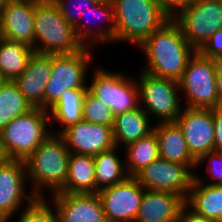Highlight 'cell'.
<instances>
[{"label": "cell", "instance_id": "603a6c76", "mask_svg": "<svg viewBox=\"0 0 222 222\" xmlns=\"http://www.w3.org/2000/svg\"><path fill=\"white\" fill-rule=\"evenodd\" d=\"M186 206L207 219L222 221V185H209L193 180Z\"/></svg>", "mask_w": 222, "mask_h": 222}, {"label": "cell", "instance_id": "7402d4cb", "mask_svg": "<svg viewBox=\"0 0 222 222\" xmlns=\"http://www.w3.org/2000/svg\"><path fill=\"white\" fill-rule=\"evenodd\" d=\"M86 93L87 89L65 90L59 100L48 110L53 134H61L69 126L83 120V102ZM54 123L55 126L61 125L60 129L55 128Z\"/></svg>", "mask_w": 222, "mask_h": 222}, {"label": "cell", "instance_id": "52a82bcc", "mask_svg": "<svg viewBox=\"0 0 222 222\" xmlns=\"http://www.w3.org/2000/svg\"><path fill=\"white\" fill-rule=\"evenodd\" d=\"M94 49L85 46L75 54H52V69L44 92V110H49L65 90L87 89L89 65L94 61Z\"/></svg>", "mask_w": 222, "mask_h": 222}, {"label": "cell", "instance_id": "44dd1931", "mask_svg": "<svg viewBox=\"0 0 222 222\" xmlns=\"http://www.w3.org/2000/svg\"><path fill=\"white\" fill-rule=\"evenodd\" d=\"M153 128L154 124L140 105L134 110L119 113L115 115L112 128L115 146L124 148L147 136L153 131Z\"/></svg>", "mask_w": 222, "mask_h": 222}, {"label": "cell", "instance_id": "836d02e7", "mask_svg": "<svg viewBox=\"0 0 222 222\" xmlns=\"http://www.w3.org/2000/svg\"><path fill=\"white\" fill-rule=\"evenodd\" d=\"M53 2L59 7L62 16L73 28L78 25L80 16L84 15L89 7L97 3L94 0H53Z\"/></svg>", "mask_w": 222, "mask_h": 222}, {"label": "cell", "instance_id": "8992f818", "mask_svg": "<svg viewBox=\"0 0 222 222\" xmlns=\"http://www.w3.org/2000/svg\"><path fill=\"white\" fill-rule=\"evenodd\" d=\"M138 75L136 80L141 108L151 120L156 119L155 124L175 122L184 108L178 82L143 70Z\"/></svg>", "mask_w": 222, "mask_h": 222}, {"label": "cell", "instance_id": "e575fe53", "mask_svg": "<svg viewBox=\"0 0 222 222\" xmlns=\"http://www.w3.org/2000/svg\"><path fill=\"white\" fill-rule=\"evenodd\" d=\"M206 58L222 60V29L212 34L205 45L198 51Z\"/></svg>", "mask_w": 222, "mask_h": 222}, {"label": "cell", "instance_id": "9c48e42d", "mask_svg": "<svg viewBox=\"0 0 222 222\" xmlns=\"http://www.w3.org/2000/svg\"><path fill=\"white\" fill-rule=\"evenodd\" d=\"M173 20L181 27L190 46L199 51L214 32L222 29V0H197Z\"/></svg>", "mask_w": 222, "mask_h": 222}, {"label": "cell", "instance_id": "60d3db41", "mask_svg": "<svg viewBox=\"0 0 222 222\" xmlns=\"http://www.w3.org/2000/svg\"><path fill=\"white\" fill-rule=\"evenodd\" d=\"M9 0H0V13L3 11L4 6L8 3Z\"/></svg>", "mask_w": 222, "mask_h": 222}, {"label": "cell", "instance_id": "b9f144b4", "mask_svg": "<svg viewBox=\"0 0 222 222\" xmlns=\"http://www.w3.org/2000/svg\"><path fill=\"white\" fill-rule=\"evenodd\" d=\"M6 82V80L3 78L1 72H0V87Z\"/></svg>", "mask_w": 222, "mask_h": 222}, {"label": "cell", "instance_id": "ac0fdd59", "mask_svg": "<svg viewBox=\"0 0 222 222\" xmlns=\"http://www.w3.org/2000/svg\"><path fill=\"white\" fill-rule=\"evenodd\" d=\"M52 54L33 52L24 72L14 82L33 107L44 110V92L50 79Z\"/></svg>", "mask_w": 222, "mask_h": 222}, {"label": "cell", "instance_id": "277c9868", "mask_svg": "<svg viewBox=\"0 0 222 222\" xmlns=\"http://www.w3.org/2000/svg\"><path fill=\"white\" fill-rule=\"evenodd\" d=\"M34 31V52L75 54L85 47L53 0H41L35 6Z\"/></svg>", "mask_w": 222, "mask_h": 222}, {"label": "cell", "instance_id": "ab89813d", "mask_svg": "<svg viewBox=\"0 0 222 222\" xmlns=\"http://www.w3.org/2000/svg\"><path fill=\"white\" fill-rule=\"evenodd\" d=\"M7 160V157L4 153L3 147H2V142L0 140V164L5 162Z\"/></svg>", "mask_w": 222, "mask_h": 222}, {"label": "cell", "instance_id": "d4e9b609", "mask_svg": "<svg viewBox=\"0 0 222 222\" xmlns=\"http://www.w3.org/2000/svg\"><path fill=\"white\" fill-rule=\"evenodd\" d=\"M119 150L118 146H114L94 156L96 193L101 189L123 182L129 177L125 159L120 154L123 152Z\"/></svg>", "mask_w": 222, "mask_h": 222}, {"label": "cell", "instance_id": "7a4b0ae2", "mask_svg": "<svg viewBox=\"0 0 222 222\" xmlns=\"http://www.w3.org/2000/svg\"><path fill=\"white\" fill-rule=\"evenodd\" d=\"M69 156L64 138L50 134L24 161L29 190L37 197L59 192L67 181Z\"/></svg>", "mask_w": 222, "mask_h": 222}, {"label": "cell", "instance_id": "30bf717a", "mask_svg": "<svg viewBox=\"0 0 222 222\" xmlns=\"http://www.w3.org/2000/svg\"><path fill=\"white\" fill-rule=\"evenodd\" d=\"M26 165L23 160L7 159L0 164V220L10 222L14 215L37 196L27 193ZM26 202V203H25ZM25 204V205H24Z\"/></svg>", "mask_w": 222, "mask_h": 222}, {"label": "cell", "instance_id": "8d00e7d4", "mask_svg": "<svg viewBox=\"0 0 222 222\" xmlns=\"http://www.w3.org/2000/svg\"><path fill=\"white\" fill-rule=\"evenodd\" d=\"M213 123L215 130L214 151L222 153V108L213 109Z\"/></svg>", "mask_w": 222, "mask_h": 222}, {"label": "cell", "instance_id": "d6986e66", "mask_svg": "<svg viewBox=\"0 0 222 222\" xmlns=\"http://www.w3.org/2000/svg\"><path fill=\"white\" fill-rule=\"evenodd\" d=\"M185 206L178 194L145 189L135 222H179Z\"/></svg>", "mask_w": 222, "mask_h": 222}, {"label": "cell", "instance_id": "e0dca14e", "mask_svg": "<svg viewBox=\"0 0 222 222\" xmlns=\"http://www.w3.org/2000/svg\"><path fill=\"white\" fill-rule=\"evenodd\" d=\"M60 135L70 153L95 156L115 146L112 127L85 120L69 126Z\"/></svg>", "mask_w": 222, "mask_h": 222}, {"label": "cell", "instance_id": "4fadbf2b", "mask_svg": "<svg viewBox=\"0 0 222 222\" xmlns=\"http://www.w3.org/2000/svg\"><path fill=\"white\" fill-rule=\"evenodd\" d=\"M175 123L181 129L188 149L196 160L214 151L213 109L184 107Z\"/></svg>", "mask_w": 222, "mask_h": 222}, {"label": "cell", "instance_id": "4dcf8cb0", "mask_svg": "<svg viewBox=\"0 0 222 222\" xmlns=\"http://www.w3.org/2000/svg\"><path fill=\"white\" fill-rule=\"evenodd\" d=\"M46 197H36L18 214L16 222H60L54 204ZM52 205V206H51Z\"/></svg>", "mask_w": 222, "mask_h": 222}, {"label": "cell", "instance_id": "4316f807", "mask_svg": "<svg viewBox=\"0 0 222 222\" xmlns=\"http://www.w3.org/2000/svg\"><path fill=\"white\" fill-rule=\"evenodd\" d=\"M124 149L127 173L129 176H135L144 167L159 158L156 132L153 130L147 136L126 145Z\"/></svg>", "mask_w": 222, "mask_h": 222}, {"label": "cell", "instance_id": "f1b7e54d", "mask_svg": "<svg viewBox=\"0 0 222 222\" xmlns=\"http://www.w3.org/2000/svg\"><path fill=\"white\" fill-rule=\"evenodd\" d=\"M92 77L87 81V91L109 106L114 114L115 84L125 75L119 70L109 71L104 67L92 68Z\"/></svg>", "mask_w": 222, "mask_h": 222}, {"label": "cell", "instance_id": "d6a6232c", "mask_svg": "<svg viewBox=\"0 0 222 222\" xmlns=\"http://www.w3.org/2000/svg\"><path fill=\"white\" fill-rule=\"evenodd\" d=\"M202 164H204V166L207 165L205 166L207 167L205 168V170L209 174L211 182L206 180L208 176H206V178H203L202 176H200L201 174H199L198 171L196 172V170H198V167H203ZM194 179L197 182L203 184L218 185V186L222 185V153L212 151L202 155L196 162Z\"/></svg>", "mask_w": 222, "mask_h": 222}, {"label": "cell", "instance_id": "6da1fadb", "mask_svg": "<svg viewBox=\"0 0 222 222\" xmlns=\"http://www.w3.org/2000/svg\"><path fill=\"white\" fill-rule=\"evenodd\" d=\"M138 48L148 62L144 64L143 71L177 82L182 77L188 60L196 52L173 19L152 33Z\"/></svg>", "mask_w": 222, "mask_h": 222}, {"label": "cell", "instance_id": "74e56055", "mask_svg": "<svg viewBox=\"0 0 222 222\" xmlns=\"http://www.w3.org/2000/svg\"><path fill=\"white\" fill-rule=\"evenodd\" d=\"M179 222H216L206 217L199 216L185 206L181 212Z\"/></svg>", "mask_w": 222, "mask_h": 222}, {"label": "cell", "instance_id": "2e32d148", "mask_svg": "<svg viewBox=\"0 0 222 222\" xmlns=\"http://www.w3.org/2000/svg\"><path fill=\"white\" fill-rule=\"evenodd\" d=\"M91 17L93 18L92 22ZM94 19L96 21L99 19L97 22L101 20L103 26H100V23L99 25L97 22V24L94 23ZM91 23L93 25H91ZM95 24L98 25V27H96ZM74 30L76 37L82 42L84 46L94 48L95 46L98 47L99 44L100 46L102 44H114L116 23L112 1L97 2L92 7H89L84 15L80 16V21Z\"/></svg>", "mask_w": 222, "mask_h": 222}, {"label": "cell", "instance_id": "5bb4252c", "mask_svg": "<svg viewBox=\"0 0 222 222\" xmlns=\"http://www.w3.org/2000/svg\"><path fill=\"white\" fill-rule=\"evenodd\" d=\"M41 0H9L0 13V37L34 49V9Z\"/></svg>", "mask_w": 222, "mask_h": 222}, {"label": "cell", "instance_id": "f546056e", "mask_svg": "<svg viewBox=\"0 0 222 222\" xmlns=\"http://www.w3.org/2000/svg\"><path fill=\"white\" fill-rule=\"evenodd\" d=\"M129 77V78H128ZM139 106L136 78L124 75L115 84L114 115L134 110Z\"/></svg>", "mask_w": 222, "mask_h": 222}, {"label": "cell", "instance_id": "83f0119b", "mask_svg": "<svg viewBox=\"0 0 222 222\" xmlns=\"http://www.w3.org/2000/svg\"><path fill=\"white\" fill-rule=\"evenodd\" d=\"M34 107L27 101L14 81H6L0 87V131L17 116Z\"/></svg>", "mask_w": 222, "mask_h": 222}, {"label": "cell", "instance_id": "d590c367", "mask_svg": "<svg viewBox=\"0 0 222 222\" xmlns=\"http://www.w3.org/2000/svg\"><path fill=\"white\" fill-rule=\"evenodd\" d=\"M197 0H157L161 8L173 19L182 9L194 4Z\"/></svg>", "mask_w": 222, "mask_h": 222}, {"label": "cell", "instance_id": "9a60e30c", "mask_svg": "<svg viewBox=\"0 0 222 222\" xmlns=\"http://www.w3.org/2000/svg\"><path fill=\"white\" fill-rule=\"evenodd\" d=\"M60 222H107L98 193L50 194Z\"/></svg>", "mask_w": 222, "mask_h": 222}, {"label": "cell", "instance_id": "cb8c5ba5", "mask_svg": "<svg viewBox=\"0 0 222 222\" xmlns=\"http://www.w3.org/2000/svg\"><path fill=\"white\" fill-rule=\"evenodd\" d=\"M64 193H96L95 160L92 155L70 153Z\"/></svg>", "mask_w": 222, "mask_h": 222}, {"label": "cell", "instance_id": "8fae6325", "mask_svg": "<svg viewBox=\"0 0 222 222\" xmlns=\"http://www.w3.org/2000/svg\"><path fill=\"white\" fill-rule=\"evenodd\" d=\"M134 177L145 189L172 192L186 200L194 172L187 165L158 158Z\"/></svg>", "mask_w": 222, "mask_h": 222}, {"label": "cell", "instance_id": "f35d334b", "mask_svg": "<svg viewBox=\"0 0 222 222\" xmlns=\"http://www.w3.org/2000/svg\"><path fill=\"white\" fill-rule=\"evenodd\" d=\"M215 84H216V92L218 95V107L222 108V65L221 64H219L216 72Z\"/></svg>", "mask_w": 222, "mask_h": 222}, {"label": "cell", "instance_id": "ba28073f", "mask_svg": "<svg viewBox=\"0 0 222 222\" xmlns=\"http://www.w3.org/2000/svg\"><path fill=\"white\" fill-rule=\"evenodd\" d=\"M220 61L206 58L198 51L188 60L186 69L178 81L184 107L215 109L218 107L216 72Z\"/></svg>", "mask_w": 222, "mask_h": 222}, {"label": "cell", "instance_id": "484cf974", "mask_svg": "<svg viewBox=\"0 0 222 222\" xmlns=\"http://www.w3.org/2000/svg\"><path fill=\"white\" fill-rule=\"evenodd\" d=\"M34 49L0 37V72L6 81H14L27 67Z\"/></svg>", "mask_w": 222, "mask_h": 222}, {"label": "cell", "instance_id": "7c38bea8", "mask_svg": "<svg viewBox=\"0 0 222 222\" xmlns=\"http://www.w3.org/2000/svg\"><path fill=\"white\" fill-rule=\"evenodd\" d=\"M144 190L134 176H129L98 191L107 222H135Z\"/></svg>", "mask_w": 222, "mask_h": 222}, {"label": "cell", "instance_id": "ffe728a7", "mask_svg": "<svg viewBox=\"0 0 222 222\" xmlns=\"http://www.w3.org/2000/svg\"><path fill=\"white\" fill-rule=\"evenodd\" d=\"M153 130L158 139L159 158L187 165L195 172L197 160L191 155L179 126L175 122L157 123Z\"/></svg>", "mask_w": 222, "mask_h": 222}, {"label": "cell", "instance_id": "5b68a950", "mask_svg": "<svg viewBox=\"0 0 222 222\" xmlns=\"http://www.w3.org/2000/svg\"><path fill=\"white\" fill-rule=\"evenodd\" d=\"M50 134L48 111L34 107L7 124L0 140L7 159L25 161Z\"/></svg>", "mask_w": 222, "mask_h": 222}, {"label": "cell", "instance_id": "3957f363", "mask_svg": "<svg viewBox=\"0 0 222 222\" xmlns=\"http://www.w3.org/2000/svg\"><path fill=\"white\" fill-rule=\"evenodd\" d=\"M111 1L116 23L115 44L129 42L137 48L171 20L157 0Z\"/></svg>", "mask_w": 222, "mask_h": 222}, {"label": "cell", "instance_id": "7bdbcfd3", "mask_svg": "<svg viewBox=\"0 0 222 222\" xmlns=\"http://www.w3.org/2000/svg\"><path fill=\"white\" fill-rule=\"evenodd\" d=\"M96 2H107V1H111V0H94Z\"/></svg>", "mask_w": 222, "mask_h": 222}, {"label": "cell", "instance_id": "1f68e13d", "mask_svg": "<svg viewBox=\"0 0 222 222\" xmlns=\"http://www.w3.org/2000/svg\"><path fill=\"white\" fill-rule=\"evenodd\" d=\"M114 118L111 108L87 91L83 102V120L113 128Z\"/></svg>", "mask_w": 222, "mask_h": 222}]
</instances>
